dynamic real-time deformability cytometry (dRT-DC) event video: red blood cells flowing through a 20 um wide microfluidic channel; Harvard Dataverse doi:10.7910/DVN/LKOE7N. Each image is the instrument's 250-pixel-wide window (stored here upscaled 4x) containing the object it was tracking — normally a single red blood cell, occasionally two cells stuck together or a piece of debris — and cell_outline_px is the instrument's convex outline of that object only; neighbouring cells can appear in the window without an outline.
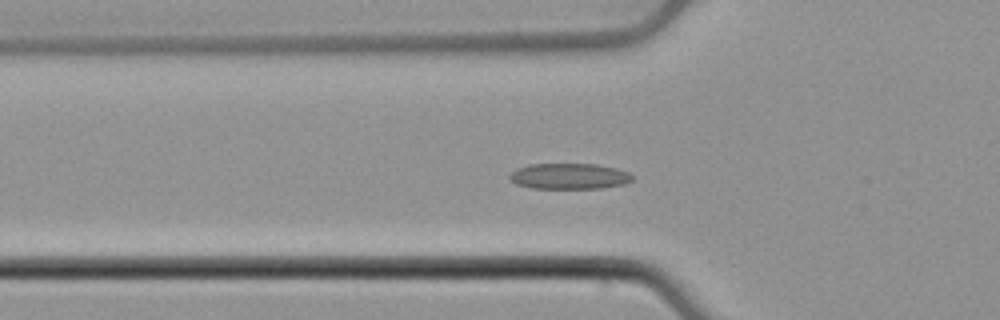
{"species": "common noctule bat (a hibernating species)", "species_latin": "Nyctalus noctula", "temperature_condition": "cold", "stored_images_in_passage": 55, "camera_frame_rate_fps": 3000, "um_per_image_px": 0.085, "animal": {"sex": "male", "body_mass_g": 21.5, "forearm_length_mm": 52.0}, "frame": {"image": 1, "passage_image": 18, "time_ms": 5.667, "image_size_px": [1000, 320], "cell_outline_px": [[632, 180], [624, 184], [600, 188], [532, 188], [516, 184], [508, 180], [508, 176], [516, 168], [528, 164], [596, 164], [616, 168], [628, 172], [632, 176]], "centroid_in_image_um": [48.33, 14.97], "position_along_channel_um": 77.5, "area_um2": 18.5}}
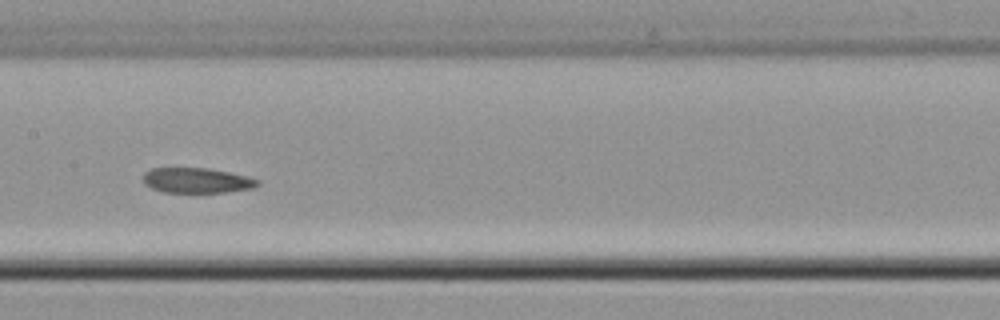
{"frame": {"image": 2, "passage_image": 27, "time_ms": 8.667, "image_size_px": [1000, 320], "cell_outline_px": [[260, 184], [252, 188], [224, 192], [164, 192], [152, 188], [144, 184], [144, 172], [152, 168], [208, 168], [228, 172], [260, 180]], "centroid_in_image_um": [16.71, 15.33], "position_along_channel_um": 190.7, "area_um2": 16.59}}
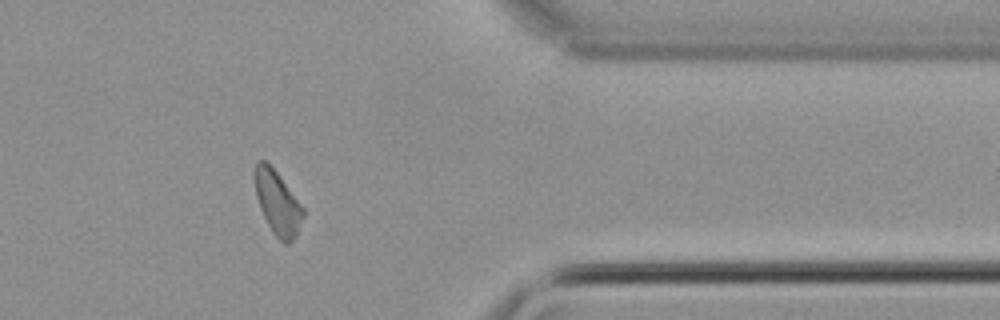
{"frame": {"image": 3, "passage_image": 44, "time_ms": 14.333, "image_size_px": [1000, 320], "cell_outline_px": [[304, 216], [296, 236], [288, 244], [284, 244], [272, 232], [260, 208], [256, 196], [256, 160], [264, 160], [276, 172], [304, 208]], "centroid_in_image_um": [23.61, 17.29], "position_along_channel_um": 387.8, "area_um2": 17.46}}